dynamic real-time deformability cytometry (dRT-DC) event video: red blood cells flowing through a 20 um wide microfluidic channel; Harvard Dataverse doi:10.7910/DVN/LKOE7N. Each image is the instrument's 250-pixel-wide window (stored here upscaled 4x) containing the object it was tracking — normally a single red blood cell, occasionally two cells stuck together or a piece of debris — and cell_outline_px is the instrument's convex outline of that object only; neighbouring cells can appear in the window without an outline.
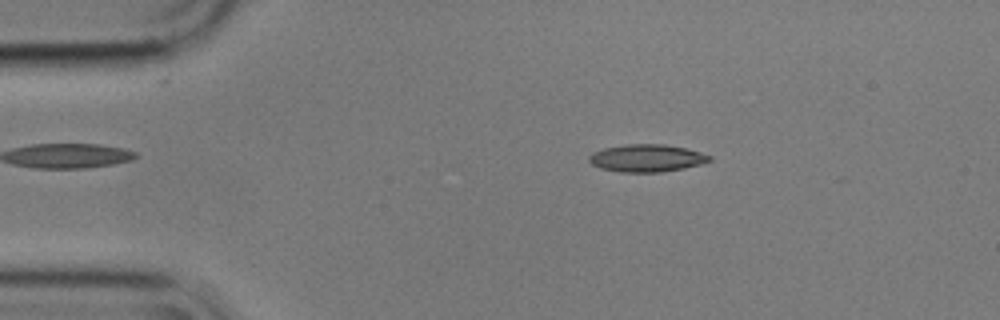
{"species": "common noctule bat (a hibernating species)", "species_latin": "Nyctalus noctula", "temperature_condition": "cold", "stored_images_in_passage": 54, "camera_frame_rate_fps": 3000, "um_per_image_px": 0.085, "animal": {"sex": "male", "body_mass_g": 17.9}, "frame": {"image": 1, "passage_image": 9, "time_ms": 2.667, "image_size_px": [1000, 320], "cell_outline_px": [[712, 160], [700, 164], [684, 168], [660, 172], [620, 172], [600, 168], [592, 164], [588, 160], [588, 156], [592, 152], [604, 148], [628, 144], [664, 144], [688, 148], [712, 156]], "centroid_in_image_um": [54.97, 13.43], "position_along_channel_um": 30.0, "area_um2": 19.36}}
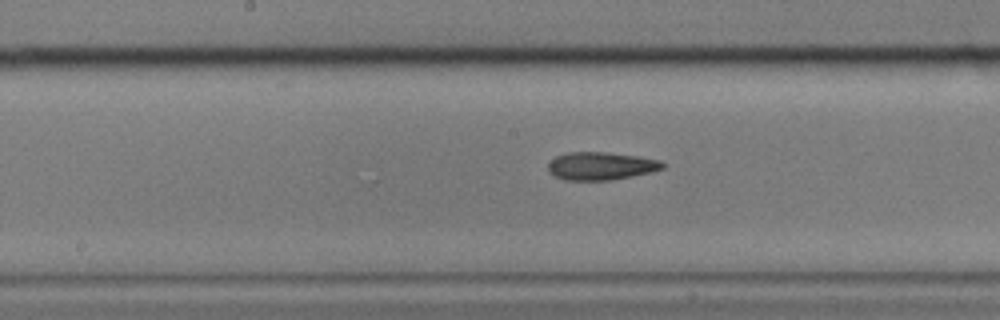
{"frame": {"image": 2, "passage_image": 27, "time_ms": 8.667, "image_size_px": [1000, 320], "cell_outline_px": [[664, 168], [652, 172], [612, 180], [564, 180], [548, 172], [548, 164], [556, 156], [568, 152], [608, 152], [636, 156], [660, 160], [664, 164]], "centroid_in_image_um": [51.07, 14.11], "position_along_channel_um": 197.1, "area_um2": 18.61}}
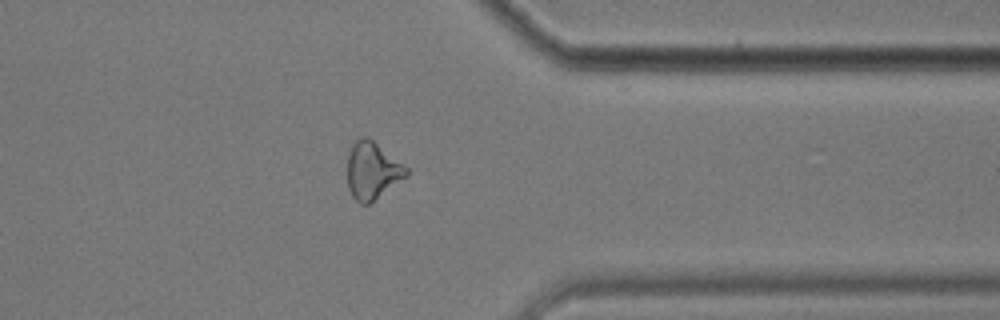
{"frame": {"image": 3, "passage_image": 43, "time_ms": 14.0, "image_size_px": [1000, 320], "cell_outline_px": [[408, 176], [368, 204], [360, 204], [352, 196], [348, 188], [348, 152], [352, 144], [360, 136], [368, 136], [408, 168]], "centroid_in_image_um": [31.64, 14.49], "position_along_channel_um": 379.8, "area_um2": 19.65}, "authors_computed_cell_mechanics": {"area_um2": 18.8139, "velocity_mm_per_s": 3.5784, "shape_relaxation_time_tau1_ms": 7.0019, "shape_relaxation_time_tau2_ms": 4.4247, "deformation_change_tau1": 0.1773, "deformation_change_tau2": 0.1433}}